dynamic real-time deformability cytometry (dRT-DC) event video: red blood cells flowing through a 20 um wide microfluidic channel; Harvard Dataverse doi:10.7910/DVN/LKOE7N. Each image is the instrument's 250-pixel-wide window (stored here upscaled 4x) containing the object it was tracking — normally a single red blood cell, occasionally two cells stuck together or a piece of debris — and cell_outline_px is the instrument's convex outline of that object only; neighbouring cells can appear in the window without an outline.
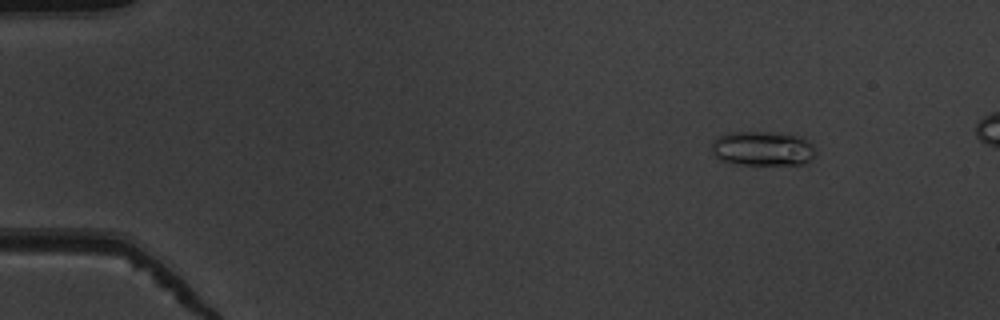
{"species": "common noctule bat (a hibernating species)", "species_latin": "Nyctalus noctula", "temperature_condition": "warm", "stored_images_in_passage": 52, "camera_frame_rate_fps": 3000, "um_per_image_px": 0.085, "animal": {"sex": "male", "body_mass_g": 19.5, "forearm_length_mm": 54.6}, "frame": {"image": 1, "passage_image": 7, "time_ms": 2.0, "image_size_px": [1000, 320], "cell_outline_px": [[816, 152], [804, 164], [736, 164], [724, 160], [716, 156], [712, 152], [712, 140], [728, 132], [768, 132], [800, 136], [808, 140], [812, 144]], "centroid_in_image_um": [64.82, 12.61], "position_along_channel_um": 20.2, "area_um2": 20.69}}
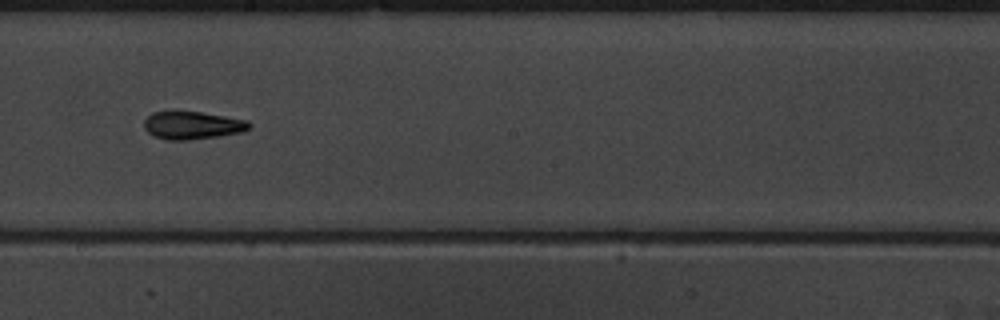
{"frame": {"image": 2, "passage_image": 31, "time_ms": 10.0, "image_size_px": [1000, 320], "cell_outline_px": [[252, 124], [244, 132], [220, 136], [188, 140], [168, 140], [156, 136], [148, 132], [144, 128], [144, 120], [152, 112], [168, 108], [172, 108], [200, 112], [248, 120]], "centroid_in_image_um": [16.31, 10.61], "position_along_channel_um": 231.9, "area_um2": 17.69}}
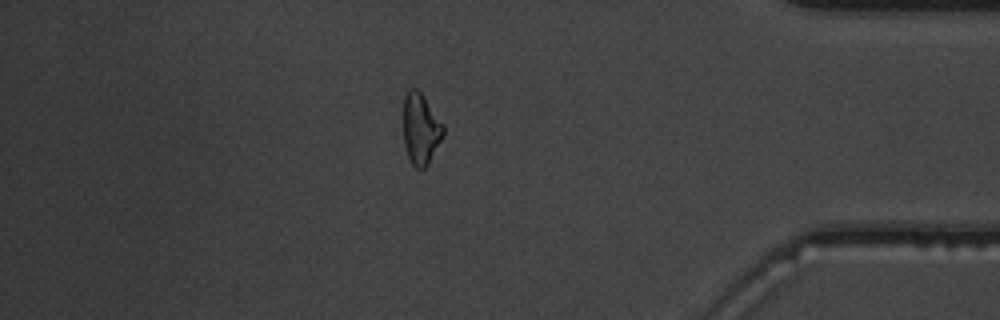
{"frame": {"image": 3, "passage_image": 46, "time_ms": 15.0, "image_size_px": [1000, 320], "cell_outline_px": [[444, 132], [428, 164], [424, 168], [416, 168], [412, 164], [408, 156], [404, 144], [404, 96], [408, 88], [416, 88], [424, 96], [444, 124]], "centroid_in_image_um": [35.75, 10.92], "position_along_channel_um": 399.4, "area_um2": 16.42}, "authors_computed_cell_mechanics": {"area_um2": 17.4267, "velocity_mm_per_s": 3.9433, "shape_relaxation_time_tau1_ms": null, "shape_relaxation_time_tau2_ms": 3.663, "deformation_change_tau1": null, "deformation_change_tau2": 0.1403}}